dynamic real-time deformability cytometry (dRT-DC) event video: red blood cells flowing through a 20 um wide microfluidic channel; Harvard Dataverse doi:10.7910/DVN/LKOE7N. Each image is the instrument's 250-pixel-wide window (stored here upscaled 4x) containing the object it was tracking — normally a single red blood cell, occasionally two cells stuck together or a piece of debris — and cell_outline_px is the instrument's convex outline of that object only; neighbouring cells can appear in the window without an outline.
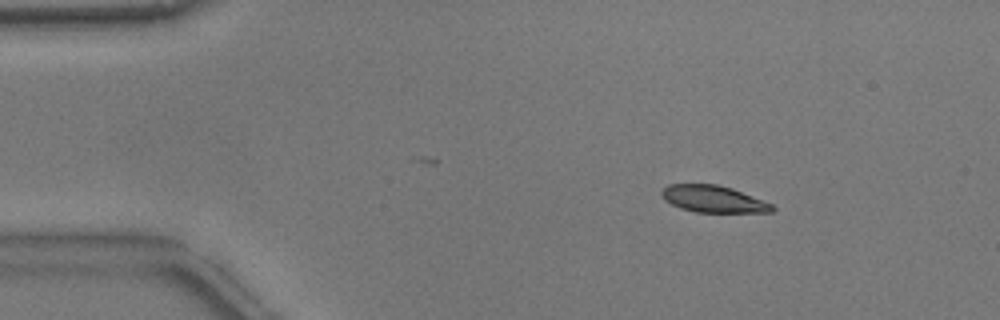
{"species": "common noctule bat (a hibernating species)", "species_latin": "Nyctalus noctula", "temperature_condition": "warm", "stored_images_in_passage": 41, "camera_frame_rate_fps": 3000, "um_per_image_px": 0.085, "animal": {"sex": "male", "body_mass_g": 17.9}, "frame": {"image": 1, "passage_image": 1, "time_ms": 0.0, "image_size_px": [1000, 320], "cell_outline_px": [[776, 208], [772, 212], [696, 212], [680, 208], [664, 200], [660, 196], [660, 192], [668, 184], [716, 184], [732, 188], [772, 204]], "centroid_in_image_um": [60.6, 16.91], "position_along_channel_um": 24.4, "area_um2": 17.28}}
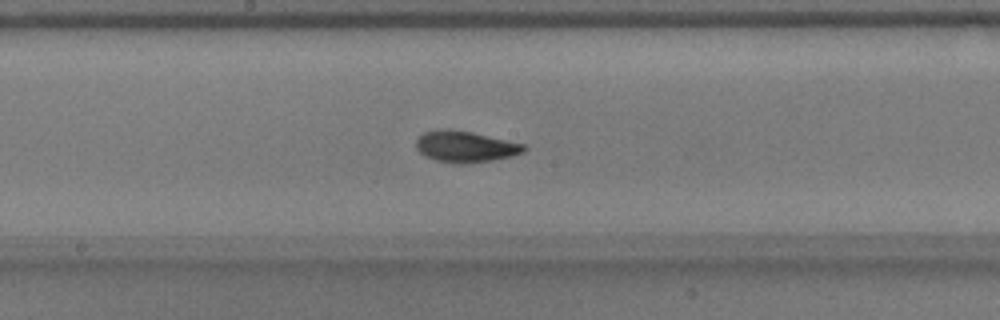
{"frame": {"image": 2, "passage_image": 21, "time_ms": 6.667, "image_size_px": [1000, 320], "cell_outline_px": [[528, 148], [524, 152], [512, 156], [492, 160], [468, 164], [456, 164], [436, 160], [420, 152], [416, 148], [416, 140], [424, 132], [436, 128], [448, 128], [472, 132], [524, 144]], "centroid_in_image_um": [39.55, 12.45], "position_along_channel_um": 208.6, "area_um2": 19.77}}
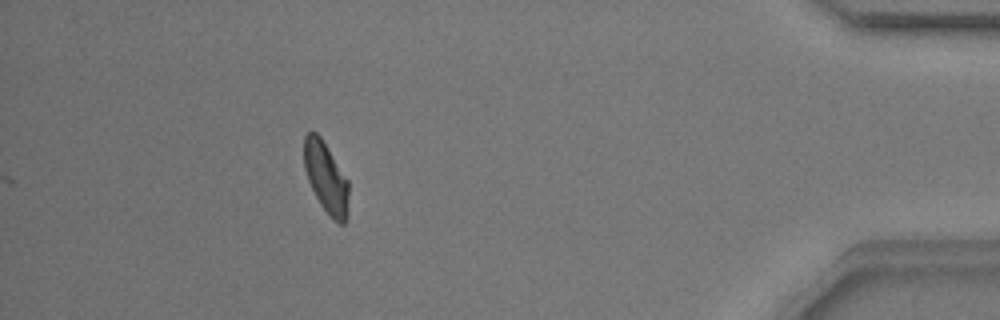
{"frame": {"image": 3, "passage_image": 41, "time_ms": 13.333, "image_size_px": [1000, 320], "cell_outline_px": [[348, 216], [344, 224], [340, 224], [320, 204], [308, 180], [304, 168], [304, 136], [308, 132], [316, 132], [320, 136], [348, 180]], "centroid_in_image_um": [27.71, 15.08], "position_along_channel_um": 407.5, "area_um2": 18.09}, "authors_computed_cell_mechanics": {"area_um2": 18.3804, "velocity_mm_per_s": 3.782, "shape_relaxation_time_tau1_ms": 3.4203, "shape_relaxation_time_tau2_ms": 1.8651, "deformation_change_tau1": 0.1522, "deformation_change_tau2": 0.0678}}